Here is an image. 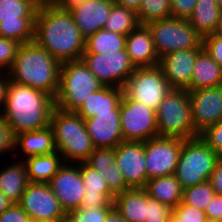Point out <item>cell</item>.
Instances as JSON below:
<instances>
[{"instance_id":"cell-1","label":"cell","mask_w":222,"mask_h":222,"mask_svg":"<svg viewBox=\"0 0 222 222\" xmlns=\"http://www.w3.org/2000/svg\"><path fill=\"white\" fill-rule=\"evenodd\" d=\"M34 42L60 63L80 60L85 38L69 10L42 3L35 16Z\"/></svg>"},{"instance_id":"cell-2","label":"cell","mask_w":222,"mask_h":222,"mask_svg":"<svg viewBox=\"0 0 222 222\" xmlns=\"http://www.w3.org/2000/svg\"><path fill=\"white\" fill-rule=\"evenodd\" d=\"M55 98L50 94L10 81L3 110L0 114L13 136L50 126Z\"/></svg>"},{"instance_id":"cell-3","label":"cell","mask_w":222,"mask_h":222,"mask_svg":"<svg viewBox=\"0 0 222 222\" xmlns=\"http://www.w3.org/2000/svg\"><path fill=\"white\" fill-rule=\"evenodd\" d=\"M61 63L35 42L21 44L8 74L10 81L42 90L54 98L59 90Z\"/></svg>"},{"instance_id":"cell-4","label":"cell","mask_w":222,"mask_h":222,"mask_svg":"<svg viewBox=\"0 0 222 222\" xmlns=\"http://www.w3.org/2000/svg\"><path fill=\"white\" fill-rule=\"evenodd\" d=\"M56 150L64 163L86 162L94 151L92 139L83 118L75 112L54 108L50 118Z\"/></svg>"},{"instance_id":"cell-5","label":"cell","mask_w":222,"mask_h":222,"mask_svg":"<svg viewBox=\"0 0 222 222\" xmlns=\"http://www.w3.org/2000/svg\"><path fill=\"white\" fill-rule=\"evenodd\" d=\"M102 87L98 78L81 59L61 63L55 107L67 112H76L90 94Z\"/></svg>"},{"instance_id":"cell-6","label":"cell","mask_w":222,"mask_h":222,"mask_svg":"<svg viewBox=\"0 0 222 222\" xmlns=\"http://www.w3.org/2000/svg\"><path fill=\"white\" fill-rule=\"evenodd\" d=\"M158 137H195L188 90L171 89L156 109Z\"/></svg>"},{"instance_id":"cell-7","label":"cell","mask_w":222,"mask_h":222,"mask_svg":"<svg viewBox=\"0 0 222 222\" xmlns=\"http://www.w3.org/2000/svg\"><path fill=\"white\" fill-rule=\"evenodd\" d=\"M218 154L199 136L183 140L174 176L183 189L209 181Z\"/></svg>"},{"instance_id":"cell-8","label":"cell","mask_w":222,"mask_h":222,"mask_svg":"<svg viewBox=\"0 0 222 222\" xmlns=\"http://www.w3.org/2000/svg\"><path fill=\"white\" fill-rule=\"evenodd\" d=\"M159 58L177 50L203 48V37L188 19L169 17L146 24Z\"/></svg>"},{"instance_id":"cell-9","label":"cell","mask_w":222,"mask_h":222,"mask_svg":"<svg viewBox=\"0 0 222 222\" xmlns=\"http://www.w3.org/2000/svg\"><path fill=\"white\" fill-rule=\"evenodd\" d=\"M36 0H0V37L20 44L34 42Z\"/></svg>"},{"instance_id":"cell-10","label":"cell","mask_w":222,"mask_h":222,"mask_svg":"<svg viewBox=\"0 0 222 222\" xmlns=\"http://www.w3.org/2000/svg\"><path fill=\"white\" fill-rule=\"evenodd\" d=\"M171 89L161 67L155 65L136 68L124 84L123 93L156 111Z\"/></svg>"},{"instance_id":"cell-11","label":"cell","mask_w":222,"mask_h":222,"mask_svg":"<svg viewBox=\"0 0 222 222\" xmlns=\"http://www.w3.org/2000/svg\"><path fill=\"white\" fill-rule=\"evenodd\" d=\"M120 123L124 141L144 142L158 137L156 111L124 93L120 101Z\"/></svg>"},{"instance_id":"cell-12","label":"cell","mask_w":222,"mask_h":222,"mask_svg":"<svg viewBox=\"0 0 222 222\" xmlns=\"http://www.w3.org/2000/svg\"><path fill=\"white\" fill-rule=\"evenodd\" d=\"M81 60L103 86L123 88L136 67L126 48L112 53H83Z\"/></svg>"},{"instance_id":"cell-13","label":"cell","mask_w":222,"mask_h":222,"mask_svg":"<svg viewBox=\"0 0 222 222\" xmlns=\"http://www.w3.org/2000/svg\"><path fill=\"white\" fill-rule=\"evenodd\" d=\"M183 139L156 137L144 141L148 179L174 175Z\"/></svg>"},{"instance_id":"cell-14","label":"cell","mask_w":222,"mask_h":222,"mask_svg":"<svg viewBox=\"0 0 222 222\" xmlns=\"http://www.w3.org/2000/svg\"><path fill=\"white\" fill-rule=\"evenodd\" d=\"M18 204L34 220L61 222L67 215L48 183H29Z\"/></svg>"},{"instance_id":"cell-15","label":"cell","mask_w":222,"mask_h":222,"mask_svg":"<svg viewBox=\"0 0 222 222\" xmlns=\"http://www.w3.org/2000/svg\"><path fill=\"white\" fill-rule=\"evenodd\" d=\"M48 184L66 214L80 209L85 189L79 163H64Z\"/></svg>"},{"instance_id":"cell-16","label":"cell","mask_w":222,"mask_h":222,"mask_svg":"<svg viewBox=\"0 0 222 222\" xmlns=\"http://www.w3.org/2000/svg\"><path fill=\"white\" fill-rule=\"evenodd\" d=\"M195 137L222 121V85L188 91Z\"/></svg>"},{"instance_id":"cell-17","label":"cell","mask_w":222,"mask_h":222,"mask_svg":"<svg viewBox=\"0 0 222 222\" xmlns=\"http://www.w3.org/2000/svg\"><path fill=\"white\" fill-rule=\"evenodd\" d=\"M115 159L130 188H144L148 179L144 142L123 141L115 148Z\"/></svg>"},{"instance_id":"cell-18","label":"cell","mask_w":222,"mask_h":222,"mask_svg":"<svg viewBox=\"0 0 222 222\" xmlns=\"http://www.w3.org/2000/svg\"><path fill=\"white\" fill-rule=\"evenodd\" d=\"M203 48L177 50L164 55L159 66L172 89L191 90V77L197 56Z\"/></svg>"},{"instance_id":"cell-19","label":"cell","mask_w":222,"mask_h":222,"mask_svg":"<svg viewBox=\"0 0 222 222\" xmlns=\"http://www.w3.org/2000/svg\"><path fill=\"white\" fill-rule=\"evenodd\" d=\"M95 148H116L124 141L120 123V103L110 112L83 119Z\"/></svg>"},{"instance_id":"cell-20","label":"cell","mask_w":222,"mask_h":222,"mask_svg":"<svg viewBox=\"0 0 222 222\" xmlns=\"http://www.w3.org/2000/svg\"><path fill=\"white\" fill-rule=\"evenodd\" d=\"M113 4L112 0H87L69 10L85 39L103 29Z\"/></svg>"},{"instance_id":"cell-21","label":"cell","mask_w":222,"mask_h":222,"mask_svg":"<svg viewBox=\"0 0 222 222\" xmlns=\"http://www.w3.org/2000/svg\"><path fill=\"white\" fill-rule=\"evenodd\" d=\"M85 194L80 208L114 207V195L109 191L106 180L86 162L79 163Z\"/></svg>"},{"instance_id":"cell-22","label":"cell","mask_w":222,"mask_h":222,"mask_svg":"<svg viewBox=\"0 0 222 222\" xmlns=\"http://www.w3.org/2000/svg\"><path fill=\"white\" fill-rule=\"evenodd\" d=\"M125 48L136 68L159 64L151 32L146 25H139L126 36Z\"/></svg>"},{"instance_id":"cell-23","label":"cell","mask_w":222,"mask_h":222,"mask_svg":"<svg viewBox=\"0 0 222 222\" xmlns=\"http://www.w3.org/2000/svg\"><path fill=\"white\" fill-rule=\"evenodd\" d=\"M86 163L106 180L109 191L114 196L130 189L117 167L115 148H95Z\"/></svg>"},{"instance_id":"cell-24","label":"cell","mask_w":222,"mask_h":222,"mask_svg":"<svg viewBox=\"0 0 222 222\" xmlns=\"http://www.w3.org/2000/svg\"><path fill=\"white\" fill-rule=\"evenodd\" d=\"M113 206L128 222H145L148 194L144 188H130L114 197Z\"/></svg>"},{"instance_id":"cell-25","label":"cell","mask_w":222,"mask_h":222,"mask_svg":"<svg viewBox=\"0 0 222 222\" xmlns=\"http://www.w3.org/2000/svg\"><path fill=\"white\" fill-rule=\"evenodd\" d=\"M22 149L26 158L37 155H48L56 152L54 133L50 126L14 136V150ZM18 147V148H17Z\"/></svg>"},{"instance_id":"cell-26","label":"cell","mask_w":222,"mask_h":222,"mask_svg":"<svg viewBox=\"0 0 222 222\" xmlns=\"http://www.w3.org/2000/svg\"><path fill=\"white\" fill-rule=\"evenodd\" d=\"M122 96L123 88L103 86L90 94L75 113L83 119H89L97 113L110 112L119 105Z\"/></svg>"},{"instance_id":"cell-27","label":"cell","mask_w":222,"mask_h":222,"mask_svg":"<svg viewBox=\"0 0 222 222\" xmlns=\"http://www.w3.org/2000/svg\"><path fill=\"white\" fill-rule=\"evenodd\" d=\"M26 164L23 160L10 164L0 171V191L12 203H19L29 184Z\"/></svg>"},{"instance_id":"cell-28","label":"cell","mask_w":222,"mask_h":222,"mask_svg":"<svg viewBox=\"0 0 222 222\" xmlns=\"http://www.w3.org/2000/svg\"><path fill=\"white\" fill-rule=\"evenodd\" d=\"M144 189L150 198L158 200L172 210L182 201L183 188L174 175L148 180Z\"/></svg>"},{"instance_id":"cell-29","label":"cell","mask_w":222,"mask_h":222,"mask_svg":"<svg viewBox=\"0 0 222 222\" xmlns=\"http://www.w3.org/2000/svg\"><path fill=\"white\" fill-rule=\"evenodd\" d=\"M222 85V68L203 50L196 59L191 77V90Z\"/></svg>"},{"instance_id":"cell-30","label":"cell","mask_w":222,"mask_h":222,"mask_svg":"<svg viewBox=\"0 0 222 222\" xmlns=\"http://www.w3.org/2000/svg\"><path fill=\"white\" fill-rule=\"evenodd\" d=\"M24 162L30 183H48L64 164L58 151L48 155L31 156Z\"/></svg>"},{"instance_id":"cell-31","label":"cell","mask_w":222,"mask_h":222,"mask_svg":"<svg viewBox=\"0 0 222 222\" xmlns=\"http://www.w3.org/2000/svg\"><path fill=\"white\" fill-rule=\"evenodd\" d=\"M222 8L215 0H197L192 15L188 18L191 26L203 37L214 33Z\"/></svg>"},{"instance_id":"cell-32","label":"cell","mask_w":222,"mask_h":222,"mask_svg":"<svg viewBox=\"0 0 222 222\" xmlns=\"http://www.w3.org/2000/svg\"><path fill=\"white\" fill-rule=\"evenodd\" d=\"M126 36L117 32H109L104 29L85 39L84 53H112L125 49Z\"/></svg>"},{"instance_id":"cell-33","label":"cell","mask_w":222,"mask_h":222,"mask_svg":"<svg viewBox=\"0 0 222 222\" xmlns=\"http://www.w3.org/2000/svg\"><path fill=\"white\" fill-rule=\"evenodd\" d=\"M140 25L137 13L114 3L103 29L127 36Z\"/></svg>"},{"instance_id":"cell-34","label":"cell","mask_w":222,"mask_h":222,"mask_svg":"<svg viewBox=\"0 0 222 222\" xmlns=\"http://www.w3.org/2000/svg\"><path fill=\"white\" fill-rule=\"evenodd\" d=\"M137 17L140 25L171 17L170 0H142Z\"/></svg>"},{"instance_id":"cell-35","label":"cell","mask_w":222,"mask_h":222,"mask_svg":"<svg viewBox=\"0 0 222 222\" xmlns=\"http://www.w3.org/2000/svg\"><path fill=\"white\" fill-rule=\"evenodd\" d=\"M215 194L210 182L206 181L193 187L183 189L182 202L205 211Z\"/></svg>"},{"instance_id":"cell-36","label":"cell","mask_w":222,"mask_h":222,"mask_svg":"<svg viewBox=\"0 0 222 222\" xmlns=\"http://www.w3.org/2000/svg\"><path fill=\"white\" fill-rule=\"evenodd\" d=\"M20 43L7 39L5 37H0V69L9 72L11 69L14 59L17 56V51L20 47Z\"/></svg>"},{"instance_id":"cell-37","label":"cell","mask_w":222,"mask_h":222,"mask_svg":"<svg viewBox=\"0 0 222 222\" xmlns=\"http://www.w3.org/2000/svg\"><path fill=\"white\" fill-rule=\"evenodd\" d=\"M114 207H97L95 209H86L80 208L76 209L74 212L70 213V215L77 222H105L107 214Z\"/></svg>"},{"instance_id":"cell-38","label":"cell","mask_w":222,"mask_h":222,"mask_svg":"<svg viewBox=\"0 0 222 222\" xmlns=\"http://www.w3.org/2000/svg\"><path fill=\"white\" fill-rule=\"evenodd\" d=\"M199 137L222 158V121L206 128Z\"/></svg>"},{"instance_id":"cell-39","label":"cell","mask_w":222,"mask_h":222,"mask_svg":"<svg viewBox=\"0 0 222 222\" xmlns=\"http://www.w3.org/2000/svg\"><path fill=\"white\" fill-rule=\"evenodd\" d=\"M179 222H205L207 219L204 211L186 205L182 201L172 210Z\"/></svg>"},{"instance_id":"cell-40","label":"cell","mask_w":222,"mask_h":222,"mask_svg":"<svg viewBox=\"0 0 222 222\" xmlns=\"http://www.w3.org/2000/svg\"><path fill=\"white\" fill-rule=\"evenodd\" d=\"M203 49L222 68V36L211 33L203 36Z\"/></svg>"},{"instance_id":"cell-41","label":"cell","mask_w":222,"mask_h":222,"mask_svg":"<svg viewBox=\"0 0 222 222\" xmlns=\"http://www.w3.org/2000/svg\"><path fill=\"white\" fill-rule=\"evenodd\" d=\"M172 212L167 205L148 196V212L145 222H166Z\"/></svg>"},{"instance_id":"cell-42","label":"cell","mask_w":222,"mask_h":222,"mask_svg":"<svg viewBox=\"0 0 222 222\" xmlns=\"http://www.w3.org/2000/svg\"><path fill=\"white\" fill-rule=\"evenodd\" d=\"M171 17L179 19H188L197 4V0H170Z\"/></svg>"},{"instance_id":"cell-43","label":"cell","mask_w":222,"mask_h":222,"mask_svg":"<svg viewBox=\"0 0 222 222\" xmlns=\"http://www.w3.org/2000/svg\"><path fill=\"white\" fill-rule=\"evenodd\" d=\"M0 222H34L18 203H13L1 215Z\"/></svg>"},{"instance_id":"cell-44","label":"cell","mask_w":222,"mask_h":222,"mask_svg":"<svg viewBox=\"0 0 222 222\" xmlns=\"http://www.w3.org/2000/svg\"><path fill=\"white\" fill-rule=\"evenodd\" d=\"M14 149V136L4 117L0 114V156Z\"/></svg>"},{"instance_id":"cell-45","label":"cell","mask_w":222,"mask_h":222,"mask_svg":"<svg viewBox=\"0 0 222 222\" xmlns=\"http://www.w3.org/2000/svg\"><path fill=\"white\" fill-rule=\"evenodd\" d=\"M204 212L208 219L222 221V195L215 194L210 200V203L207 205V208Z\"/></svg>"},{"instance_id":"cell-46","label":"cell","mask_w":222,"mask_h":222,"mask_svg":"<svg viewBox=\"0 0 222 222\" xmlns=\"http://www.w3.org/2000/svg\"><path fill=\"white\" fill-rule=\"evenodd\" d=\"M209 182L215 193L222 195V158L217 160Z\"/></svg>"},{"instance_id":"cell-47","label":"cell","mask_w":222,"mask_h":222,"mask_svg":"<svg viewBox=\"0 0 222 222\" xmlns=\"http://www.w3.org/2000/svg\"><path fill=\"white\" fill-rule=\"evenodd\" d=\"M10 83V77L8 73H0V107L3 110L5 99L7 96V89Z\"/></svg>"},{"instance_id":"cell-48","label":"cell","mask_w":222,"mask_h":222,"mask_svg":"<svg viewBox=\"0 0 222 222\" xmlns=\"http://www.w3.org/2000/svg\"><path fill=\"white\" fill-rule=\"evenodd\" d=\"M87 0H55L53 3L60 9L70 10L74 6L82 4Z\"/></svg>"},{"instance_id":"cell-49","label":"cell","mask_w":222,"mask_h":222,"mask_svg":"<svg viewBox=\"0 0 222 222\" xmlns=\"http://www.w3.org/2000/svg\"><path fill=\"white\" fill-rule=\"evenodd\" d=\"M114 3L124 6L134 12H138L142 0H113Z\"/></svg>"},{"instance_id":"cell-50","label":"cell","mask_w":222,"mask_h":222,"mask_svg":"<svg viewBox=\"0 0 222 222\" xmlns=\"http://www.w3.org/2000/svg\"><path fill=\"white\" fill-rule=\"evenodd\" d=\"M105 222H128L121 214L113 208L108 214L105 219Z\"/></svg>"},{"instance_id":"cell-51","label":"cell","mask_w":222,"mask_h":222,"mask_svg":"<svg viewBox=\"0 0 222 222\" xmlns=\"http://www.w3.org/2000/svg\"><path fill=\"white\" fill-rule=\"evenodd\" d=\"M13 203L0 191V215Z\"/></svg>"},{"instance_id":"cell-52","label":"cell","mask_w":222,"mask_h":222,"mask_svg":"<svg viewBox=\"0 0 222 222\" xmlns=\"http://www.w3.org/2000/svg\"><path fill=\"white\" fill-rule=\"evenodd\" d=\"M214 34L222 36V11H221V14H220V18L218 20L217 27L214 31Z\"/></svg>"},{"instance_id":"cell-53","label":"cell","mask_w":222,"mask_h":222,"mask_svg":"<svg viewBox=\"0 0 222 222\" xmlns=\"http://www.w3.org/2000/svg\"><path fill=\"white\" fill-rule=\"evenodd\" d=\"M61 222H77L70 214H67Z\"/></svg>"},{"instance_id":"cell-54","label":"cell","mask_w":222,"mask_h":222,"mask_svg":"<svg viewBox=\"0 0 222 222\" xmlns=\"http://www.w3.org/2000/svg\"><path fill=\"white\" fill-rule=\"evenodd\" d=\"M166 222H179V219L171 212V214Z\"/></svg>"},{"instance_id":"cell-55","label":"cell","mask_w":222,"mask_h":222,"mask_svg":"<svg viewBox=\"0 0 222 222\" xmlns=\"http://www.w3.org/2000/svg\"><path fill=\"white\" fill-rule=\"evenodd\" d=\"M39 4L42 3H53L55 0H36Z\"/></svg>"},{"instance_id":"cell-56","label":"cell","mask_w":222,"mask_h":222,"mask_svg":"<svg viewBox=\"0 0 222 222\" xmlns=\"http://www.w3.org/2000/svg\"><path fill=\"white\" fill-rule=\"evenodd\" d=\"M205 222H222L221 220L206 219Z\"/></svg>"},{"instance_id":"cell-57","label":"cell","mask_w":222,"mask_h":222,"mask_svg":"<svg viewBox=\"0 0 222 222\" xmlns=\"http://www.w3.org/2000/svg\"><path fill=\"white\" fill-rule=\"evenodd\" d=\"M34 222H52V221H49V220H40V219H35Z\"/></svg>"},{"instance_id":"cell-58","label":"cell","mask_w":222,"mask_h":222,"mask_svg":"<svg viewBox=\"0 0 222 222\" xmlns=\"http://www.w3.org/2000/svg\"><path fill=\"white\" fill-rule=\"evenodd\" d=\"M220 8H222V0H215Z\"/></svg>"}]
</instances>
